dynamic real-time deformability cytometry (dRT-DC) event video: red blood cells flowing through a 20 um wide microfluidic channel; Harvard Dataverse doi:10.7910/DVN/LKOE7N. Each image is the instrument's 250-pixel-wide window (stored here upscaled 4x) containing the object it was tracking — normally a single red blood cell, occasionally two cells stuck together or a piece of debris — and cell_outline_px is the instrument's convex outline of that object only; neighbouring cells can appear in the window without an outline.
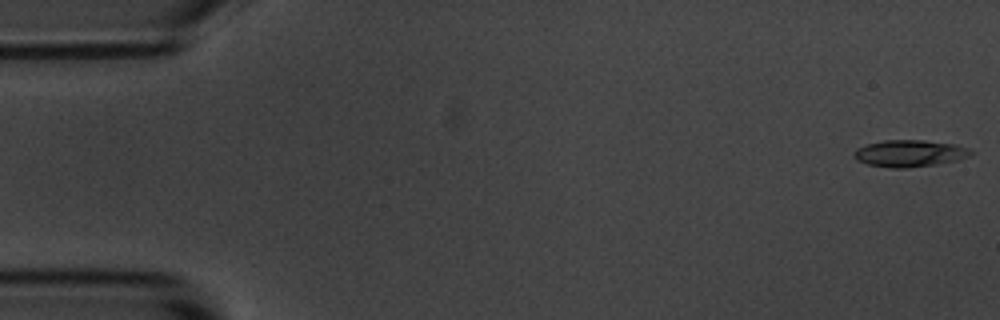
{"species": "common noctule bat (a hibernating species)", "species_latin": "Nyctalus noctula", "temperature_condition": "room temperature", "stored_images_in_passage": 5, "camera_frame_rate_fps": 3000, "um_per_image_px": 0.085, "animal": {"sex": "male", "body_mass_g": 20.1, "forearm_length_mm": 53.5}, "frame": {"image": 1, "passage_image": 1, "time_ms": 0.0, "image_size_px": [1000, 320], "cell_outline_px": [[972, 152], [968, 156], [956, 160], [936, 164], [908, 168], [892, 168], [868, 164], [856, 160], [852, 156], [852, 152], [856, 148], [868, 144], [884, 140], [924, 140], [956, 144], [968, 148]], "centroid_in_image_um": [77.27, 13.03], "position_along_channel_um": 7.7, "area_um2": 18.26}}
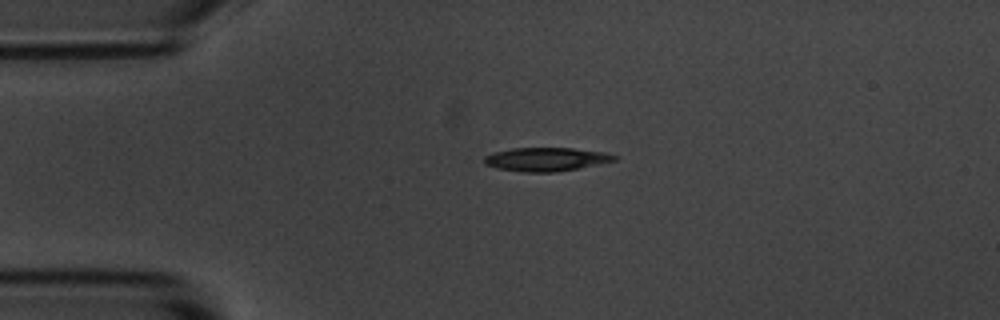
{"frame": {"image": 2, "passage_image": 4, "time_ms": 3.667, "image_size_px": [1000, 320], "cell_outline_px": [[616, 160], [580, 168], [556, 172], [524, 172], [496, 168], [484, 164], [484, 156], [492, 152], [512, 148], [572, 148], [604, 152], [616, 156]], "centroid_in_image_um": [46.37, 13.54], "position_along_channel_um": 38.6, "area_um2": 17.92}}
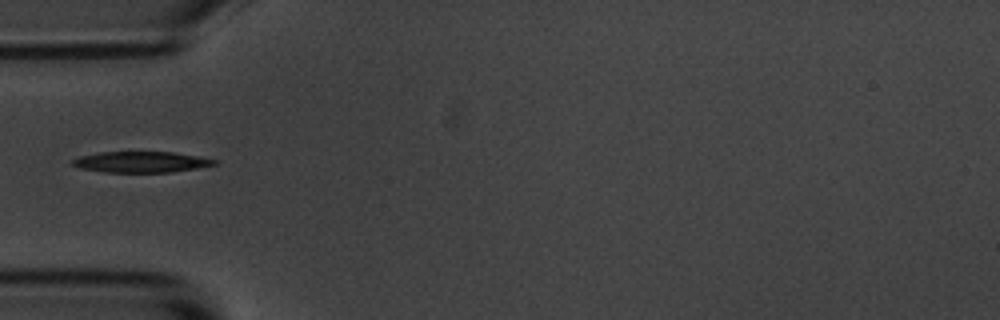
{"frame": {"image": 3, "passage_image": 5, "time_ms": 5.333, "image_size_px": [1000, 320], "cell_outline_px": [[220, 164], [172, 172], [104, 172], [80, 168], [72, 164], [72, 160], [80, 156], [100, 152], [172, 152], [196, 156], [216, 160]], "centroid_in_image_um": [12.0, 13.77], "position_along_channel_um": 73.0, "area_um2": 17.17}}